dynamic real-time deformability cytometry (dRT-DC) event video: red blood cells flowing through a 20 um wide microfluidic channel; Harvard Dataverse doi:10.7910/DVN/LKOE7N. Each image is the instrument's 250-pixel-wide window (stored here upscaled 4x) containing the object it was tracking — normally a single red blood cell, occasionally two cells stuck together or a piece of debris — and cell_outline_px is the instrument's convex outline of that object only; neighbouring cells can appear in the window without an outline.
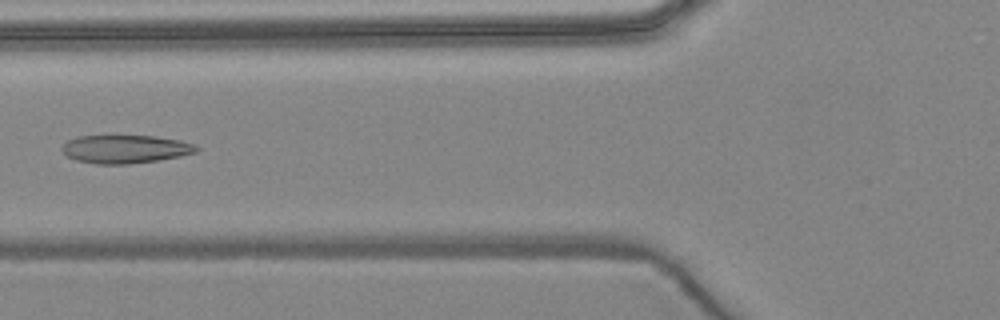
{"species": "common noctule bat (a hibernating species)", "species_latin": "Nyctalus noctula", "temperature_condition": "warm", "stored_images_in_passage": 3, "camera_frame_rate_fps": 3000, "um_per_image_px": 0.085, "animal": {"sex": "female", "body_mass_g": 24.6, "forearm_length_mm": 56.2}, "frame": {"image": 1, "passage_image": 3, "time_ms": 2.0, "image_size_px": [1000, 320], "cell_outline_px": [[200, 148], [196, 152], [180, 156], [160, 160], [128, 164], [96, 164], [76, 160], [68, 156], [60, 148], [68, 140], [76, 136], [152, 136], [180, 140], [192, 144]], "centroid_in_image_um": [10.64, 12.68], "position_along_channel_um": 115.2, "area_um2": 22.02}}